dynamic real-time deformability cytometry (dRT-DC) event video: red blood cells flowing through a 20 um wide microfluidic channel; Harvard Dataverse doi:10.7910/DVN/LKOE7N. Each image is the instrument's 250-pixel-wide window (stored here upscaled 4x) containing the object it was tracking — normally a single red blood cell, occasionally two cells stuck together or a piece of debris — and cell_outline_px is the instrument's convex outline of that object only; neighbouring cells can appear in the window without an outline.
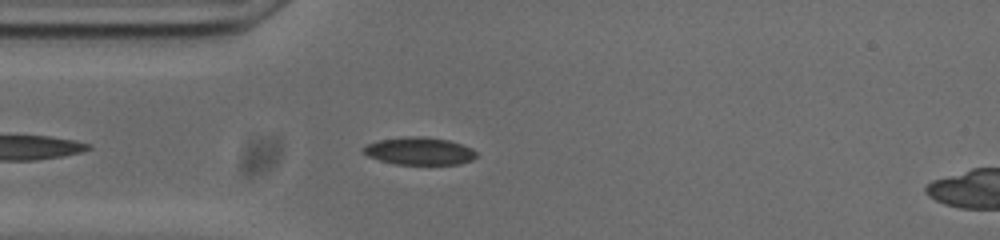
{"species": "common noctule bat (a hibernating species)", "species_latin": "Nyctalus noctula", "temperature_condition": "cold", "stored_images_in_passage": 38, "camera_frame_rate_fps": 3000, "um_per_image_px": 0.085, "animal": {"sex": "male", "body_mass_g": 20.0, "forearm_length_mm": 53.3}, "frame": {"image": 1, "passage_image": 5, "time_ms": 1.333, "image_size_px": [1000, 240], "cell_outline_px": [[476, 156], [472, 160], [460, 164], [396, 164], [380, 160], [368, 156], [360, 148], [368, 144], [380, 140], [404, 136], [428, 136], [448, 140], [472, 148], [476, 152]], "centroid_in_image_um": [35.65, 12.83], "position_along_channel_um": 49.4, "area_um2": 18.15}}
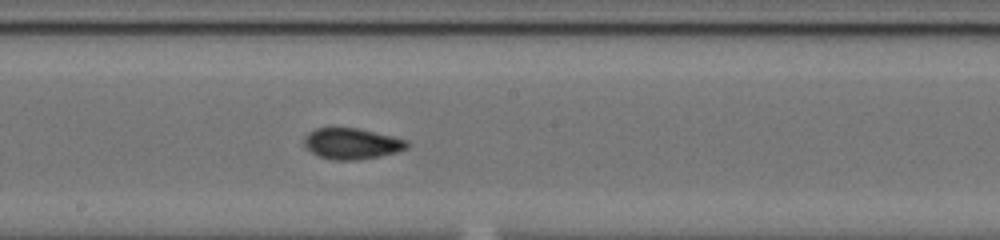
{"frame": {"image": 2, "passage_image": 19, "time_ms": 6.0, "image_size_px": [1000, 240], "cell_outline_px": [[412, 144], [408, 148], [396, 152], [380, 156], [356, 160], [332, 160], [320, 156], [312, 152], [304, 144], [304, 136], [308, 132], [316, 128], [332, 124], [360, 128], [408, 140]], "centroid_in_image_um": [29.89, 12.15], "position_along_channel_um": 218.3, "area_um2": 19.31}}
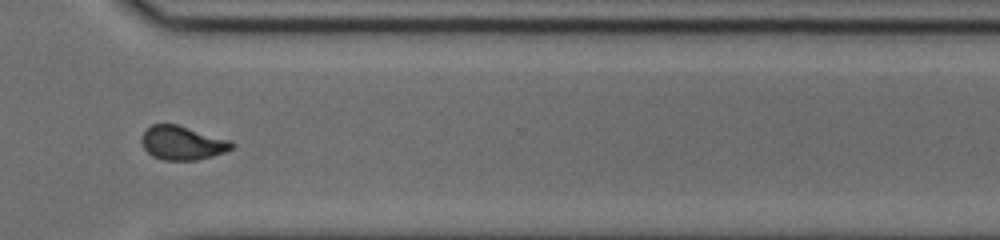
{"frame": {"image": 3, "passage_image": 30, "time_ms": 9.667, "image_size_px": [1000, 240], "cell_outline_px": [[236, 144], [232, 148], [224, 152], [212, 156], [196, 160], [164, 160], [152, 156], [144, 148], [140, 140], [144, 132], [152, 124], [176, 124], [232, 140]], "centroid_in_image_um": [15.52, 12.15], "position_along_channel_um": 355.1, "area_um2": 17.8}, "authors_computed_cell_mechanics": {"area_um2": 18.2648, "velocity_mm_per_s": 3.7297, "shape_relaxation_time_tau1_ms": null, "shape_relaxation_time_tau2_ms": 1.8409, "deformation_change_tau1": null, "deformation_change_tau2": 0.0747}}